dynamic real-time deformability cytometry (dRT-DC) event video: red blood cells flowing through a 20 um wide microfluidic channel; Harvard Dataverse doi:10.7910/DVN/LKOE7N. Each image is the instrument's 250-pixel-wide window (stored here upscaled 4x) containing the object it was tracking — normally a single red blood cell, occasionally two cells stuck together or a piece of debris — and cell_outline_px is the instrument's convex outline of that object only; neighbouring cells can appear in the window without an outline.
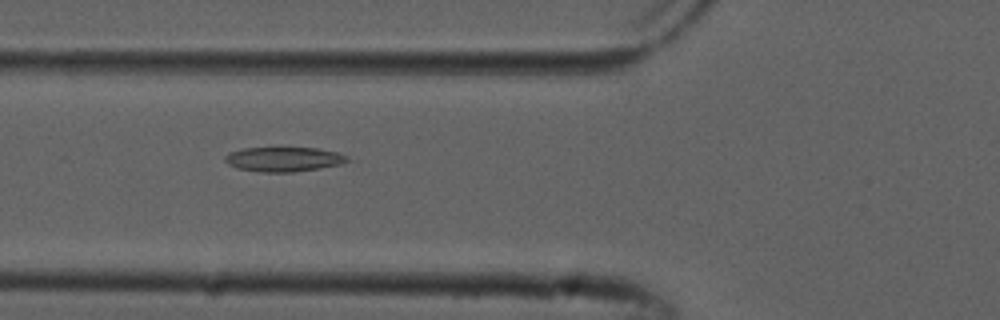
{"species": "common noctule bat (a hibernating species)", "species_latin": "Nyctalus noctula", "temperature_condition": "cold", "stored_images_in_passage": 37, "camera_frame_rate_fps": 3000, "um_per_image_px": 0.085, "animal": {"sex": "male", "forearm_length_mm": 52.5}, "frame": {"image": 1, "passage_image": 4, "time_ms": 1.0, "image_size_px": [1000, 320], "cell_outline_px": [[348, 160], [340, 164], [320, 168], [292, 172], [260, 172], [236, 168], [228, 164], [224, 160], [224, 156], [232, 152], [244, 148], [316, 148], [336, 152], [348, 156]], "centroid_in_image_um": [24.09, 13.54], "position_along_channel_um": 101.7, "area_um2": 17.34}}
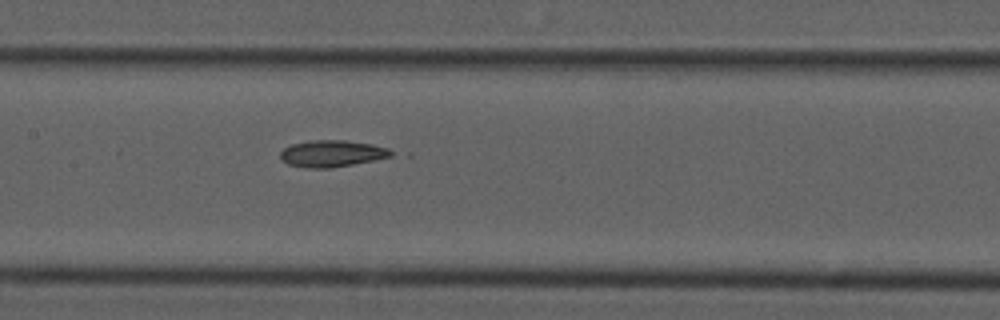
{"frame": {"image": 2, "passage_image": 10, "time_ms": 3.0, "image_size_px": [1000, 320], "cell_outline_px": [[396, 152], [392, 156], [352, 164], [328, 168], [304, 168], [288, 164], [280, 160], [280, 152], [284, 148], [292, 144], [308, 140], [344, 140], [372, 144], [388, 148]], "centroid_in_image_um": [28.19, 13.05], "position_along_channel_um": 179.2, "area_um2": 17.28}}
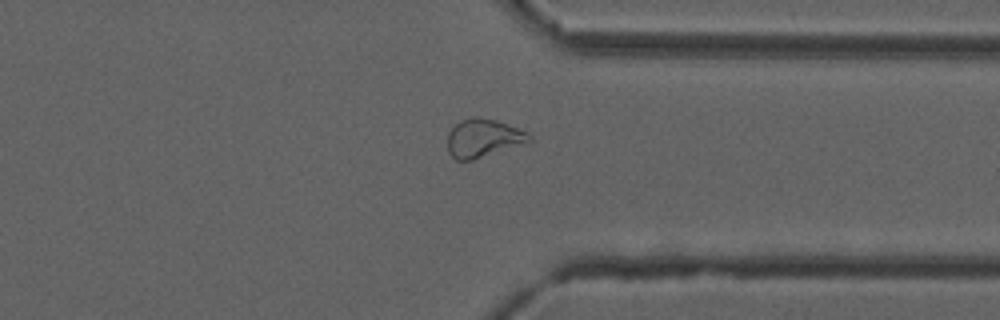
{"frame": {"image": 3, "passage_image": 25, "time_ms": 8.0, "image_size_px": [1000, 320], "cell_outline_px": [[532, 140], [472, 160], [456, 160], [448, 152], [448, 132], [460, 120], [472, 116], [476, 116], [496, 120], [528, 132], [532, 136]], "centroid_in_image_um": [41.04, 11.72], "position_along_channel_um": 370.4, "area_um2": 17.98}, "authors_computed_cell_mechanics": {"area_um2": 17.2822, "velocity_mm_per_s": 3.8629, "shape_relaxation_time_tau1_ms": null, "shape_relaxation_time_tau2_ms": 7.9375, "deformation_change_tau1": null, "deformation_change_tau2": 0.1594}}